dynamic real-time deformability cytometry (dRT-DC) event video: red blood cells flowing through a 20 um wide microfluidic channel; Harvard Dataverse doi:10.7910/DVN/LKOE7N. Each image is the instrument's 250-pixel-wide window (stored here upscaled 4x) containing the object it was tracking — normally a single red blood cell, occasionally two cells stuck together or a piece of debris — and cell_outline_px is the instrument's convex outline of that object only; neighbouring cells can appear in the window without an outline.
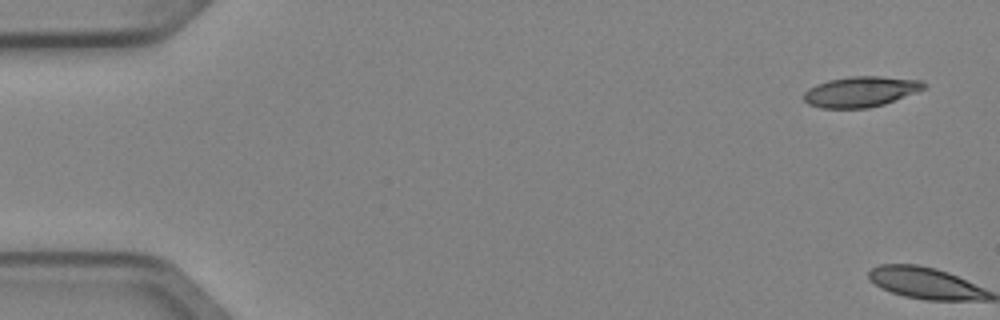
{"species": "Egyptian fruit bat (a non-hibernating species)", "species_latin": "Rousettus aegyptiacus", "temperature_condition": "cold", "stored_images_in_passage": 5, "camera_frame_rate_fps": 3000, "um_per_image_px": 0.085, "animal": {"sex": "female"}, "frame": {"image": 1, "passage_image": 1, "time_ms": 0.0, "image_size_px": [1000, 320], "cell_outline_px": [[928, 84], [924, 88], [916, 92], [884, 104], [868, 108], [820, 108], [808, 104], [804, 100], [804, 92], [808, 88], [816, 84], [828, 80], [848, 76], [880, 76], [920, 80]], "centroid_in_image_um": [73.14, 7.79], "position_along_channel_um": 11.9, "area_um2": 21.39}}
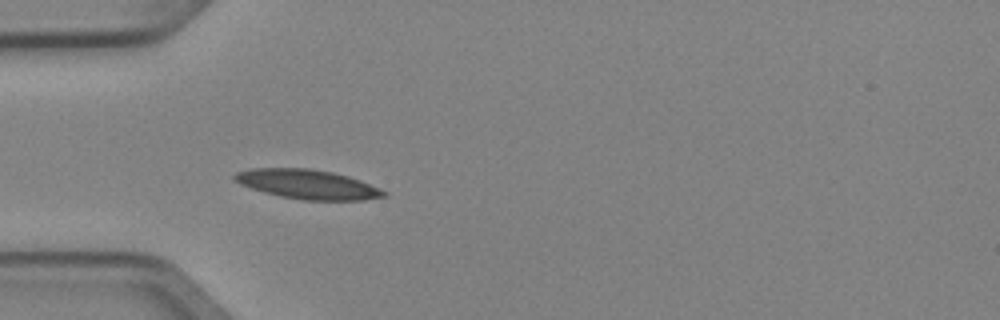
{"frame": {"image": 2, "passage_image": 5, "time_ms": 1.333, "image_size_px": [1000, 320], "cell_outline_px": [[388, 196], [364, 200], [304, 200], [280, 196], [264, 192], [240, 184], [232, 180], [232, 176], [236, 172], [252, 168], [308, 168], [332, 172], [348, 176], [360, 180], [380, 188], [388, 192]], "centroid_in_image_um": [26.15, 15.66], "position_along_channel_um": 58.8, "area_um2": 25.66}}